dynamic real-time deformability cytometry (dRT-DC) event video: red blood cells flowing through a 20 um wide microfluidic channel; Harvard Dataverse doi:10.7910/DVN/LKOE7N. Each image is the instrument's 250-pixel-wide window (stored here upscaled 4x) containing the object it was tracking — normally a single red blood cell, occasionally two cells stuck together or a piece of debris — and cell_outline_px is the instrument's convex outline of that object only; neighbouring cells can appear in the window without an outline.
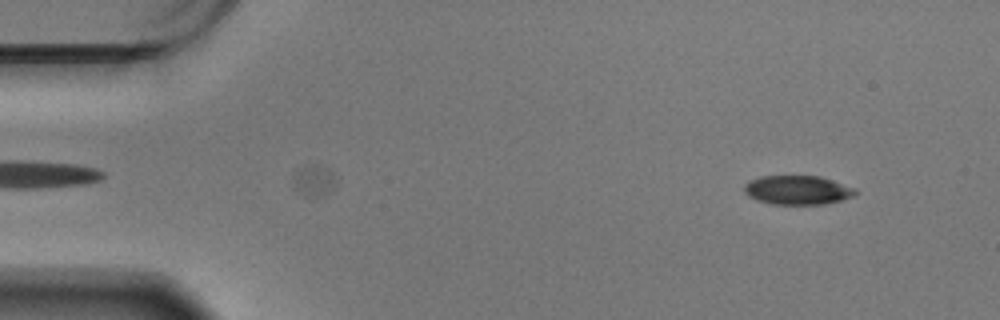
{"species": "Egyptian fruit bat (a non-hibernating species)", "species_latin": "Rousettus aegyptiacus", "temperature_condition": "warm", "stored_images_in_passage": 58, "camera_frame_rate_fps": 3000, "um_per_image_px": 0.085, "animal": {"sex": "male"}, "frame": {"image": 1, "passage_image": 5, "time_ms": 1.333, "image_size_px": [1000, 320], "cell_outline_px": [[856, 196], [824, 204], [772, 204], [756, 200], [748, 196], [744, 192], [744, 184], [748, 180], [760, 176], [820, 176], [856, 188]], "centroid_in_image_um": [67.77, 16.15], "position_along_channel_um": 17.2, "area_um2": 18.96}}
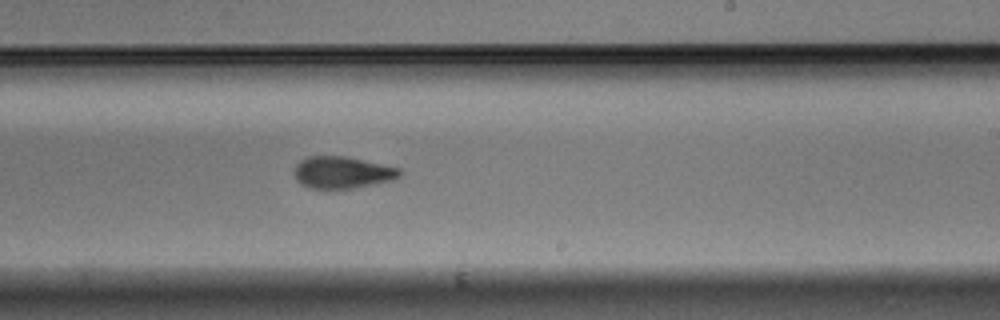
{"frame": {"image": 2, "passage_image": 35, "time_ms": 11.333, "image_size_px": [1000, 320], "cell_outline_px": [[404, 172], [400, 176], [392, 180], [352, 188], [312, 188], [296, 180], [296, 164], [300, 160], [308, 156], [344, 156], [400, 168]], "centroid_in_image_um": [29.13, 14.64], "position_along_channel_um": 259.9, "area_um2": 19.25}}
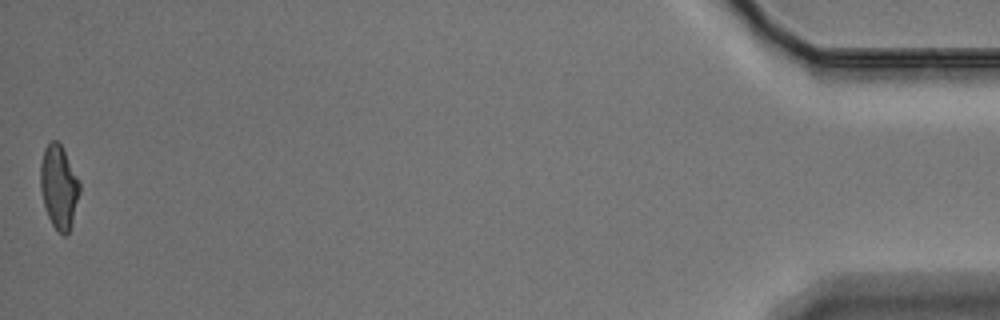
{"frame": {"image": 3, "passage_image": 58, "time_ms": 19.0, "image_size_px": [1000, 320], "cell_outline_px": [[80, 192], [72, 220], [68, 232], [64, 236], [52, 224], [48, 216], [44, 204], [40, 188], [40, 164], [44, 148], [52, 140], [56, 140], [60, 144], [80, 184]], "centroid_in_image_um": [4.98, 15.87], "position_along_channel_um": 430.2, "area_um2": 18.55}, "authors_computed_cell_mechanics": {"area_um2": 20.0277, "velocity_mm_per_s": 3.4427, "shape_relaxation_time_tau1_ms": 7.4897, "shape_relaxation_time_tau2_ms": 3.5165, "deformation_change_tau1": 0.1952, "deformation_change_tau2": 0.0973}}